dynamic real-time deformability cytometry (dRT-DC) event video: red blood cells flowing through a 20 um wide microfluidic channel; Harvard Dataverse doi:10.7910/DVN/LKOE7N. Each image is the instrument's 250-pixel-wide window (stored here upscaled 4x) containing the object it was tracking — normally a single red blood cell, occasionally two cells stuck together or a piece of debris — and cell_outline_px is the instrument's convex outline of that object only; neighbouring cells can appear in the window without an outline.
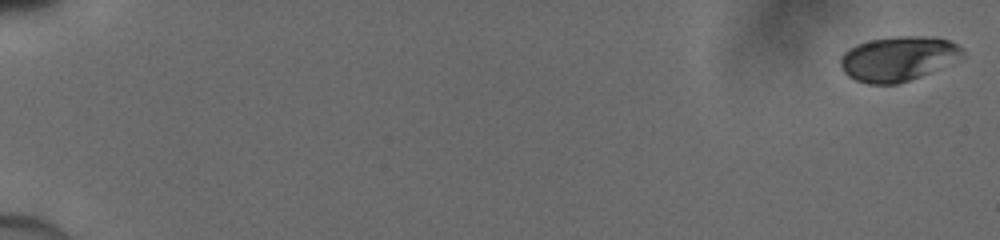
{"species": "human", "species_latin": "Homo sapiens", "temperature_condition": "cold", "stored_images_in_passage": 51, "camera_frame_rate_fps": 3000, "um_per_image_px": 0.085, "donor": {"sex": "male"}, "frame": {"image": 1, "passage_image": 1, "time_ms": 0.0, "image_size_px": [1000, 240], "cell_outline_px": [[964, 56], [920, 76], [896, 84], [868, 84], [856, 80], [848, 76], [844, 72], [840, 64], [840, 56], [848, 48], [856, 44], [872, 40], [896, 36], [932, 36], [948, 40], [956, 44], [964, 52]], "centroid_in_image_um": [76.29, 4.97], "position_along_channel_um": 8.7, "area_um2": 31.5}}
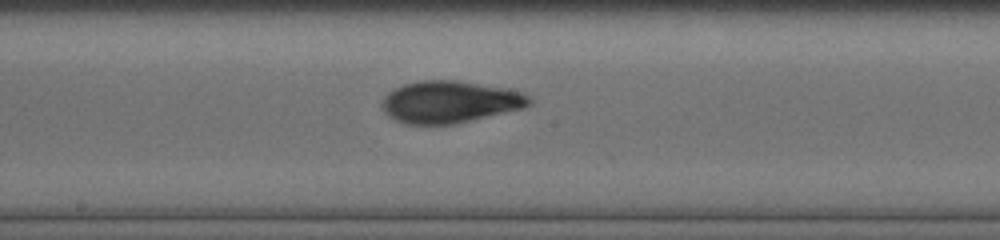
{"frame": {"image": 2, "passage_image": 30, "time_ms": 9.667, "image_size_px": [1000, 240], "cell_outline_px": [[532, 104], [524, 108], [452, 124], [408, 124], [396, 120], [388, 116], [384, 112], [380, 104], [384, 96], [388, 92], [404, 84], [420, 80], [456, 80], [508, 88], [520, 92], [528, 96], [532, 100]], "centroid_in_image_um": [38.22, 8.65], "position_along_channel_um": 210.0, "area_um2": 36.01}}
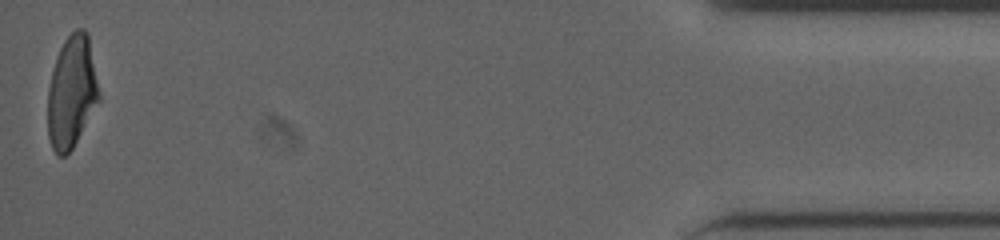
{"frame": {"image": 3, "passage_image": 51, "time_ms": 16.667, "image_size_px": [1000, 240], "cell_outline_px": [[100, 100], [72, 148], [64, 156], [60, 156], [52, 148], [48, 136], [48, 88], [56, 56], [64, 40], [76, 28], [84, 28], [88, 32], [100, 96]], "centroid_in_image_um": [6.09, 7.79], "position_along_channel_um": 429.1, "area_um2": 33.35}}